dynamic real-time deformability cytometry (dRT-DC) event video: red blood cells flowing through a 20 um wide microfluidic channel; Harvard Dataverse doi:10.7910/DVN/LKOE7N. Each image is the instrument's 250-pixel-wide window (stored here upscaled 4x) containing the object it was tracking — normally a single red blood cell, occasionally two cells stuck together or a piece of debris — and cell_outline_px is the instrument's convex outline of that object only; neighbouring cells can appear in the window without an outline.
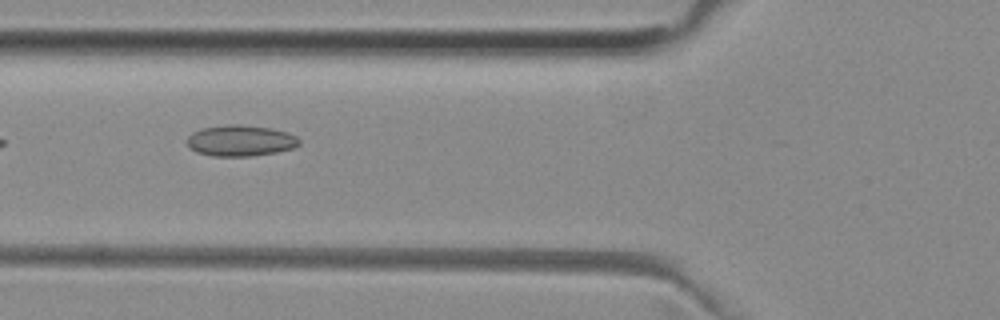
{"species": "common noctule bat (a hibernating species)", "species_latin": "Nyctalus noctula", "temperature_condition": "room temperature", "stored_images_in_passage": 14, "camera_frame_rate_fps": 3000, "um_per_image_px": 0.085, "animal": {"sex": "female", "body_mass_g": 29.2, "forearm_length_mm": 56.3}, "frame": {"image": 1, "passage_image": 3, "time_ms": 0.667, "image_size_px": [1000, 320], "cell_outline_px": [[300, 144], [292, 148], [276, 152], [252, 156], [212, 156], [196, 152], [188, 148], [188, 136], [192, 132], [200, 128], [228, 124], [240, 124], [272, 128], [288, 132], [296, 136], [300, 140]], "centroid_in_image_um": [20.43, 11.95], "position_along_channel_um": 105.4, "area_um2": 20.52}}
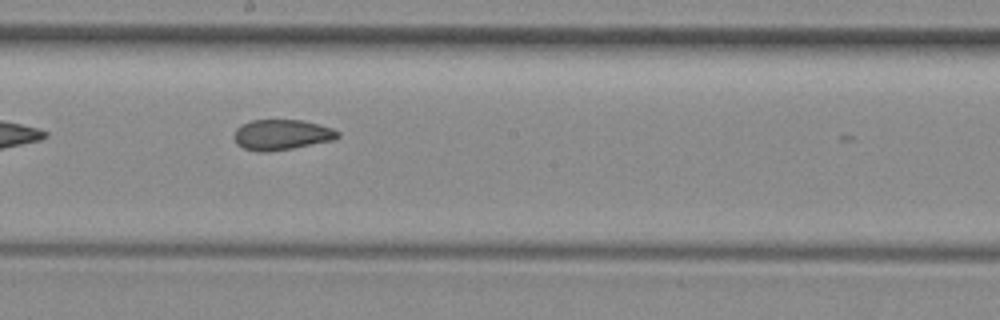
{"frame": {"image": 2, "passage_image": 12, "time_ms": 3.667, "image_size_px": [1000, 320], "cell_outline_px": [[340, 136], [336, 140], [292, 148], [268, 152], [256, 152], [244, 148], [236, 144], [236, 128], [240, 124], [252, 120], [304, 120], [332, 128], [340, 132]], "centroid_in_image_um": [23.97, 11.45], "position_along_channel_um": 224.2, "area_um2": 18.5}}